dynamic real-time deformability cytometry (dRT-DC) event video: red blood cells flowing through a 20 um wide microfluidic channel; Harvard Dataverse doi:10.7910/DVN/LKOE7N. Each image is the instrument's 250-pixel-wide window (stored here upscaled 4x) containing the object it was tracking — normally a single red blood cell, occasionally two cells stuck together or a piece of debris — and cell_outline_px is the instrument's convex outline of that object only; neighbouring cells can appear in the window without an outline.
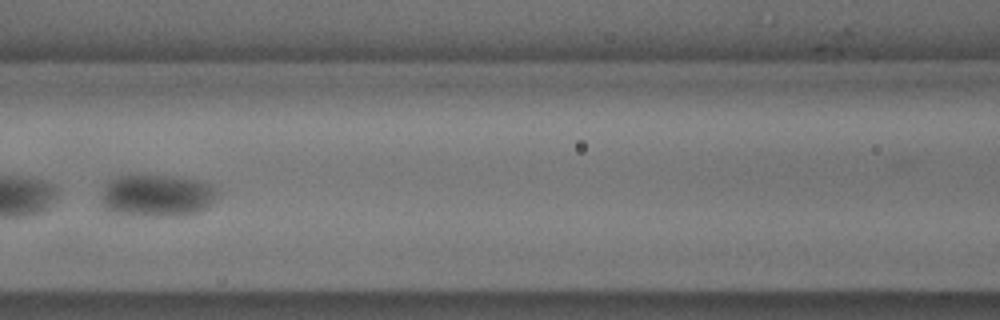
{"species": "common noctule bat (a hibernating species)", "species_latin": "Nyctalus noctula", "temperature_condition": "cold", "stored_images_in_passage": 49, "camera_frame_rate_fps": 3000, "um_per_image_px": 0.085, "animal": {"sex": "male", "body_mass_g": 18.8}, "frame": {"image": 1, "passage_image": 20, "time_ms": 6.333, "image_size_px": [1000, 320], "cell_outline_px": [[220, 196], [212, 204], [196, 212], [180, 216], [140, 216], [112, 212], [104, 208], [100, 204], [100, 196], [104, 184], [108, 180], [120, 176], [168, 176], [200, 180], [216, 188], [220, 192]], "centroid_in_image_um": [13.33, 16.64], "position_along_channel_um": 153.3, "area_um2": 29.02}}
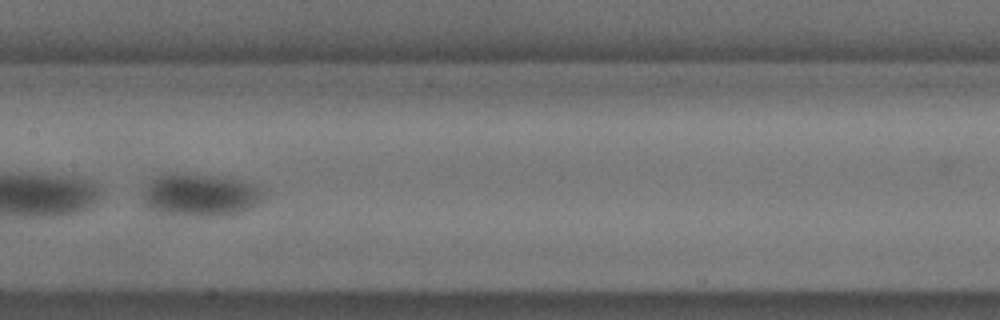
{"frame": {"image": 2, "passage_image": 23, "time_ms": 7.333, "image_size_px": [1000, 320], "cell_outline_px": [[268, 188], [264, 200], [240, 212], [220, 216], [200, 216], [156, 212], [148, 208], [144, 204], [144, 196], [148, 184], [152, 180], [160, 176], [228, 176], [256, 184]], "centroid_in_image_um": [17.18, 16.6], "position_along_channel_um": 190.2, "area_um2": 29.54}}
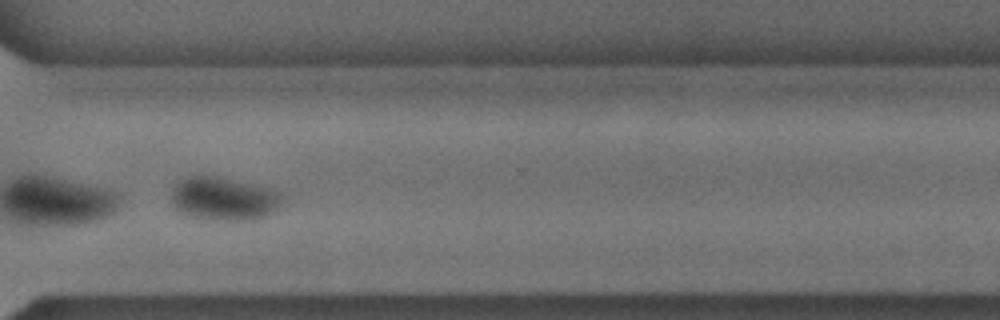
{"frame": {"image": 3, "passage_image": 36, "time_ms": 11.667, "image_size_px": [1000, 320], "cell_outline_px": [[284, 200], [272, 212], [264, 216], [252, 220], [216, 220], [196, 216], [180, 212], [172, 204], [172, 188], [184, 176], [224, 176], [272, 188], [280, 192], [284, 196]], "centroid_in_image_um": [19.06, 16.85], "position_along_channel_um": 351.5, "area_um2": 28.26}, "authors_computed_cell_mechanics": {"area_um2": 29.5936, "velocity_mm_per_s": 3.7207, "shape_relaxation_time_tau1_ms": 9.6948, "shape_relaxation_time_tau2_ms": null, "deformation_change_tau1": 0.1309, "deformation_change_tau2": null}}